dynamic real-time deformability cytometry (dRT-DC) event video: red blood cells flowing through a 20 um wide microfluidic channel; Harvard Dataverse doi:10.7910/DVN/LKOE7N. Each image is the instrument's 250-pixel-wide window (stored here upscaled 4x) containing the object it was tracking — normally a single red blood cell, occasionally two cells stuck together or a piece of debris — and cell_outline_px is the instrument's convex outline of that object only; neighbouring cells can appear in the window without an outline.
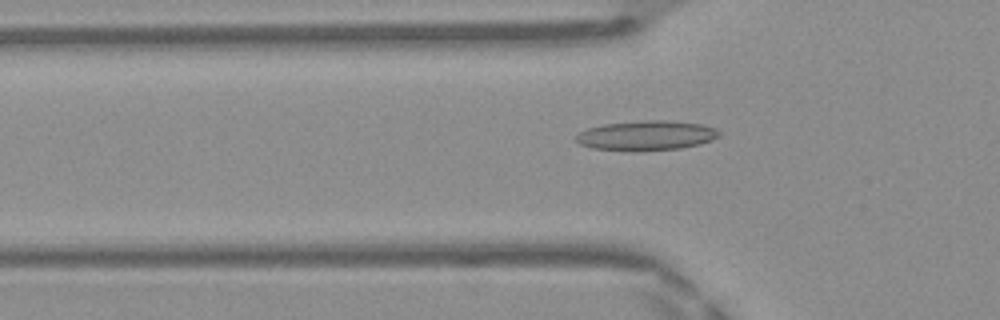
{"species": "Egyptian fruit bat (a non-hibernating species)", "species_latin": "Rousettus aegyptiacus", "temperature_condition": "warm", "stored_images_in_passage": 38, "camera_frame_rate_fps": 3000, "um_per_image_px": 0.085, "frame": {"image": 1, "passage_image": 6, "time_ms": 1.667, "image_size_px": [1000, 320], "cell_outline_px": [[720, 136], [712, 140], [700, 144], [680, 148], [640, 152], [592, 148], [580, 144], [576, 140], [576, 136], [580, 132], [588, 128], [604, 124], [644, 120], [664, 120], [700, 124], [716, 128], [720, 132]], "centroid_in_image_um": [54.95, 11.53], "position_along_channel_um": 70.8, "area_um2": 24.91}}
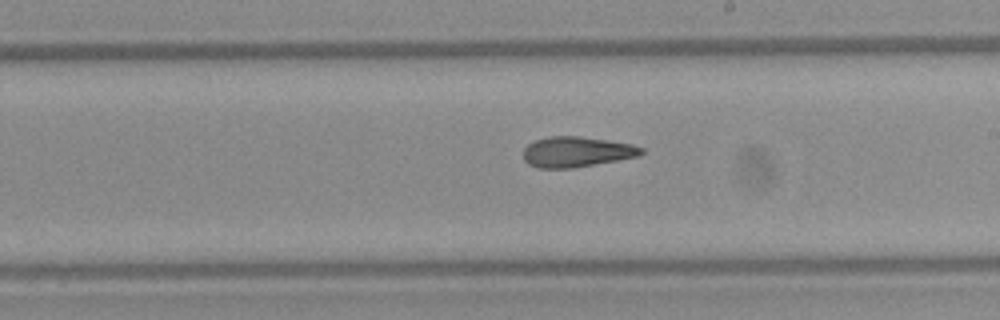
{"frame": {"image": 2, "passage_image": 18, "time_ms": 5.667, "image_size_px": [1000, 320], "cell_outline_px": [[644, 152], [640, 156], [572, 168], [536, 168], [528, 164], [524, 160], [524, 148], [528, 144], [536, 140], [548, 136], [580, 136], [608, 140], [632, 144], [644, 148]], "centroid_in_image_um": [49.01, 12.9], "position_along_channel_um": 240.0, "area_um2": 20.98}}
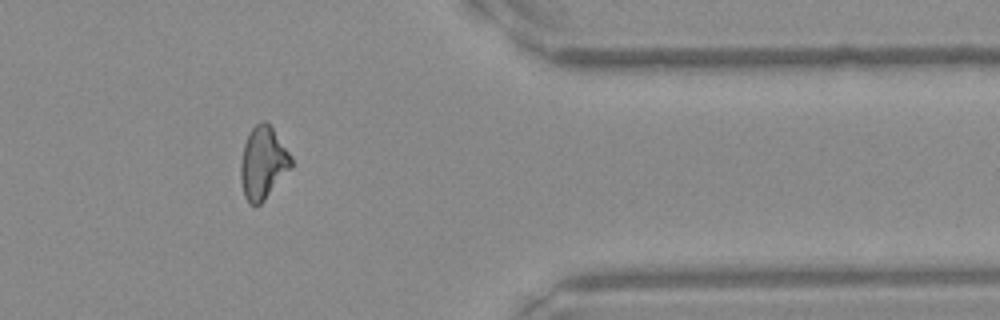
{"frame": {"image": 3, "passage_image": 30, "time_ms": 9.667, "image_size_px": [1000, 320], "cell_outline_px": [[292, 168], [264, 200], [256, 208], [248, 204], [244, 196], [240, 180], [240, 164], [244, 144], [252, 128], [256, 124], [264, 120], [272, 128], [292, 156]], "centroid_in_image_um": [22.35, 13.9], "position_along_channel_um": 389.1, "area_um2": 21.44}, "authors_computed_cell_mechanics": {"area_um2": 21.3571, "velocity_mm_per_s": 4.1968, "shape_relaxation_time_tau1_ms": null, "shape_relaxation_time_tau2_ms": 2.3172, "deformation_change_tau1": null, "deformation_change_tau2": 0.1118}}